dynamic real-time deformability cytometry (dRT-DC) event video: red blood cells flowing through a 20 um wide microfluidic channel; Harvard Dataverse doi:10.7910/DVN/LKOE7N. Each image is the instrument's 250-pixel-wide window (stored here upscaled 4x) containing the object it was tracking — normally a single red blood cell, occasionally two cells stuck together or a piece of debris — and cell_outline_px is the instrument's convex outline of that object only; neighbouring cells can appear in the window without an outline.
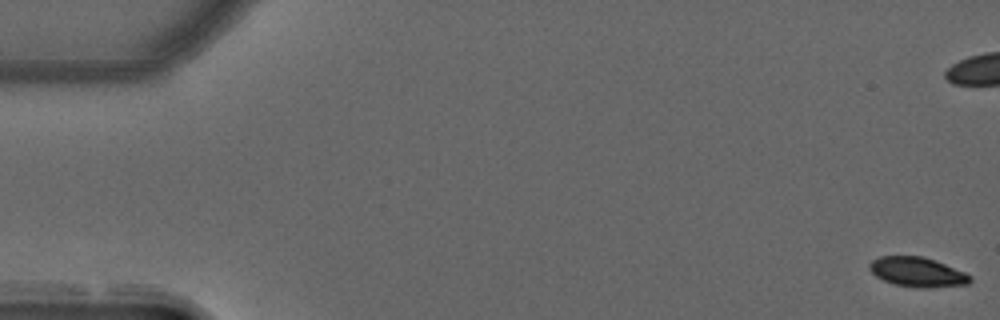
{"species": "common noctule bat (a hibernating species)", "species_latin": "Nyctalus noctula", "temperature_condition": "warm", "stored_images_in_passage": 20, "camera_frame_rate_fps": 3000, "um_per_image_px": 0.085, "animal": {"sex": "male", "forearm_length_mm": 52.5}, "frame": {"image": 1, "passage_image": 1, "time_ms": 0.0, "image_size_px": [1000, 320], "cell_outline_px": [[972, 280], [968, 284], [928, 288], [916, 288], [896, 284], [884, 280], [876, 276], [868, 268], [868, 264], [872, 260], [880, 256], [924, 256], [936, 260], [964, 272], [972, 276]], "centroid_in_image_um": [77.98, 23.12], "position_along_channel_um": 7.0, "area_um2": 17.46}}